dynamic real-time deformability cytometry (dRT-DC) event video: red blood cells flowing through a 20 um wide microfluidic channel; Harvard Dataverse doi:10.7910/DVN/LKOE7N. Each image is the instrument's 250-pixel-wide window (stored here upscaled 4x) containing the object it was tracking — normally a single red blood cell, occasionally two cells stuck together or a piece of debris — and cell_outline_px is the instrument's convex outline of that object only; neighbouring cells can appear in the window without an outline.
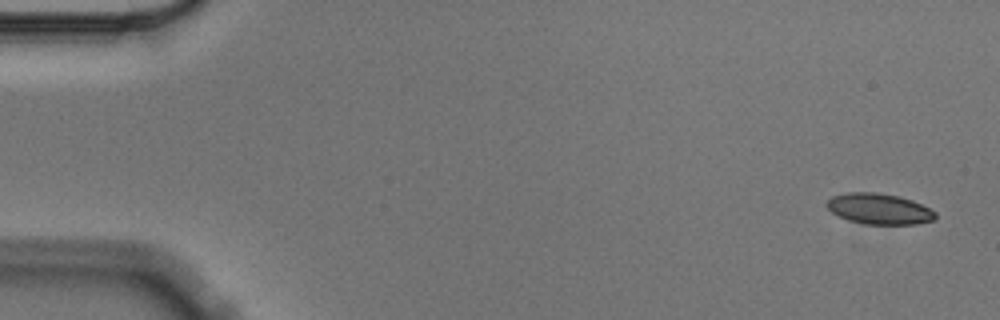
{"species": "Egyptian fruit bat (a non-hibernating species)", "species_latin": "Rousettus aegyptiacus", "temperature_condition": "cold", "stored_images_in_passage": 5, "camera_frame_rate_fps": 3000, "um_per_image_px": 0.085, "animal": {"sex": "male"}, "frame": {"image": 1, "passage_image": 1, "time_ms": 0.0, "image_size_px": [1000, 320], "cell_outline_px": [[936, 220], [916, 224], [864, 224], [848, 220], [832, 212], [824, 204], [832, 196], [848, 192], [876, 192], [900, 196], [912, 200], [936, 212]], "centroid_in_image_um": [74.73, 17.75], "position_along_channel_um": 10.3, "area_um2": 19.54}}
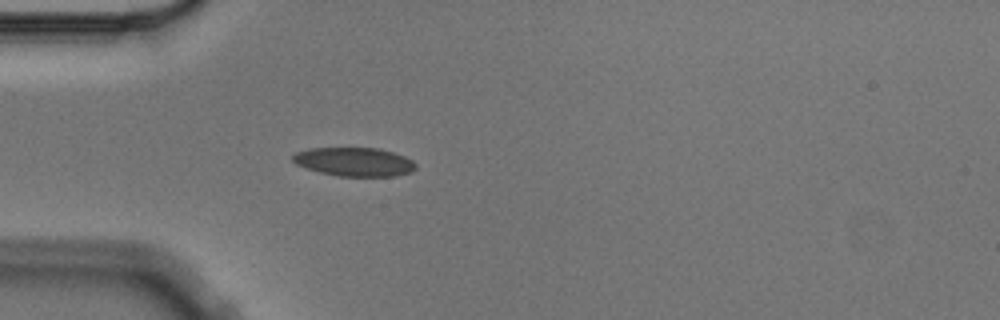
{"frame": {"image": 2, "passage_image": 5, "time_ms": 1.333, "image_size_px": [1000, 320], "cell_outline_px": [[416, 168], [412, 172], [396, 176], [336, 176], [320, 172], [296, 164], [292, 160], [292, 156], [296, 152], [308, 148], [380, 148], [404, 156], [412, 160], [416, 164]], "centroid_in_image_um": [30.13, 13.75], "position_along_channel_um": 54.9, "area_um2": 20.63}}